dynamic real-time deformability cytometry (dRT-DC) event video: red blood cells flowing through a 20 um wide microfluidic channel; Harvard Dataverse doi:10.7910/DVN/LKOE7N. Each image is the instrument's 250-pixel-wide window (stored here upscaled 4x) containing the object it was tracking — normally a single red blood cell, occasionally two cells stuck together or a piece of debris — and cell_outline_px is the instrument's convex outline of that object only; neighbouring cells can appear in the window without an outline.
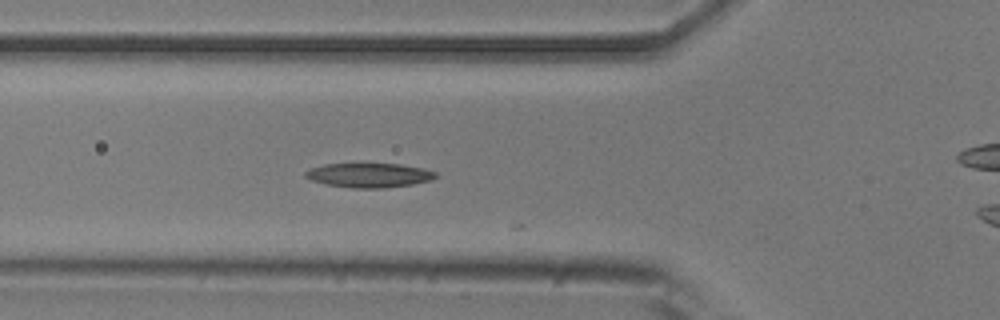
{"species": "common noctule bat (a hibernating species)", "species_latin": "Nyctalus noctula", "temperature_condition": "room temperature", "stored_images_in_passage": 16, "camera_frame_rate_fps": 3000, "um_per_image_px": 0.085, "animal": {"sex": "male", "body_mass_g": 20.5, "forearm_length_mm": 52.5}, "frame": {"image": 1, "passage_image": 10, "time_ms": 3.0, "image_size_px": [1000, 320], "cell_outline_px": [[436, 176], [432, 180], [412, 184], [384, 188], [352, 188], [328, 184], [312, 180], [304, 176], [304, 172], [312, 168], [324, 164], [400, 164], [424, 168], [436, 172]], "centroid_in_image_um": [31.4, 14.89], "position_along_channel_um": 94.4, "area_um2": 18.32}}
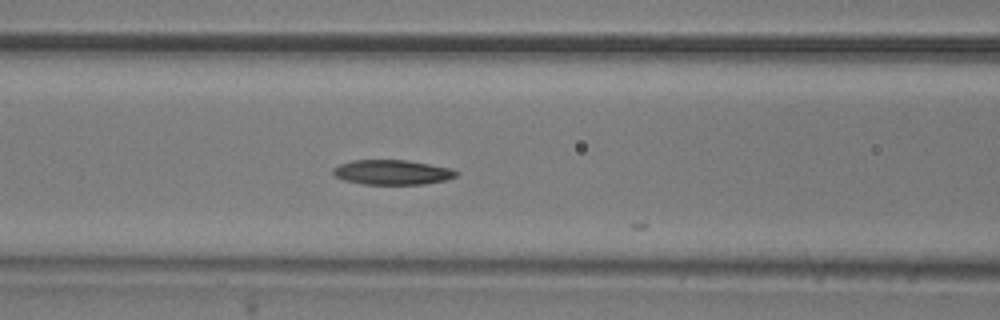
{"frame": {"image": 2, "passage_image": 13, "time_ms": 4.0, "image_size_px": [1000, 320], "cell_outline_px": [[460, 172], [456, 176], [444, 180], [424, 184], [364, 184], [344, 180], [336, 176], [332, 172], [332, 168], [340, 164], [352, 160], [408, 160], [452, 168]], "centroid_in_image_um": [33.35, 14.63], "position_along_channel_um": 133.3, "area_um2": 17.8}}